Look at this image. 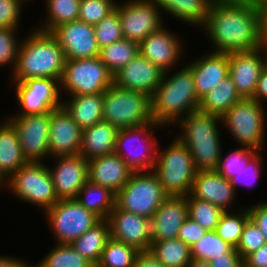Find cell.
<instances>
[{
	"label": "cell",
	"mask_w": 267,
	"mask_h": 267,
	"mask_svg": "<svg viewBox=\"0 0 267 267\" xmlns=\"http://www.w3.org/2000/svg\"><path fill=\"white\" fill-rule=\"evenodd\" d=\"M204 27L212 52L235 53L262 47L259 8L212 3Z\"/></svg>",
	"instance_id": "cell-1"
},
{
	"label": "cell",
	"mask_w": 267,
	"mask_h": 267,
	"mask_svg": "<svg viewBox=\"0 0 267 267\" xmlns=\"http://www.w3.org/2000/svg\"><path fill=\"white\" fill-rule=\"evenodd\" d=\"M66 63L65 53L51 32L34 28L21 42L11 81L54 78L59 82Z\"/></svg>",
	"instance_id": "cell-2"
},
{
	"label": "cell",
	"mask_w": 267,
	"mask_h": 267,
	"mask_svg": "<svg viewBox=\"0 0 267 267\" xmlns=\"http://www.w3.org/2000/svg\"><path fill=\"white\" fill-rule=\"evenodd\" d=\"M164 72L155 93L151 96V115L155 123L166 126L179 122L184 115L199 109L191 69L185 64L177 73Z\"/></svg>",
	"instance_id": "cell-3"
},
{
	"label": "cell",
	"mask_w": 267,
	"mask_h": 267,
	"mask_svg": "<svg viewBox=\"0 0 267 267\" xmlns=\"http://www.w3.org/2000/svg\"><path fill=\"white\" fill-rule=\"evenodd\" d=\"M179 121L177 123L182 134L177 138L190 150L196 169L215 170L222 154L220 131L217 128L221 117L198 109Z\"/></svg>",
	"instance_id": "cell-4"
},
{
	"label": "cell",
	"mask_w": 267,
	"mask_h": 267,
	"mask_svg": "<svg viewBox=\"0 0 267 267\" xmlns=\"http://www.w3.org/2000/svg\"><path fill=\"white\" fill-rule=\"evenodd\" d=\"M169 145L164 152L158 148L153 172L168 196H187L198 170L184 143L176 137Z\"/></svg>",
	"instance_id": "cell-5"
},
{
	"label": "cell",
	"mask_w": 267,
	"mask_h": 267,
	"mask_svg": "<svg viewBox=\"0 0 267 267\" xmlns=\"http://www.w3.org/2000/svg\"><path fill=\"white\" fill-rule=\"evenodd\" d=\"M103 120L118 129L138 127L154 122L151 115V97L112 84L103 92Z\"/></svg>",
	"instance_id": "cell-6"
},
{
	"label": "cell",
	"mask_w": 267,
	"mask_h": 267,
	"mask_svg": "<svg viewBox=\"0 0 267 267\" xmlns=\"http://www.w3.org/2000/svg\"><path fill=\"white\" fill-rule=\"evenodd\" d=\"M167 197L153 171L133 172L128 182L115 194V206L151 219Z\"/></svg>",
	"instance_id": "cell-7"
},
{
	"label": "cell",
	"mask_w": 267,
	"mask_h": 267,
	"mask_svg": "<svg viewBox=\"0 0 267 267\" xmlns=\"http://www.w3.org/2000/svg\"><path fill=\"white\" fill-rule=\"evenodd\" d=\"M5 183L17 198L41 207L43 212L58 201L49 167L43 162H28Z\"/></svg>",
	"instance_id": "cell-8"
},
{
	"label": "cell",
	"mask_w": 267,
	"mask_h": 267,
	"mask_svg": "<svg viewBox=\"0 0 267 267\" xmlns=\"http://www.w3.org/2000/svg\"><path fill=\"white\" fill-rule=\"evenodd\" d=\"M265 110L254 98H242L222 117L233 138L243 147L261 150L264 146Z\"/></svg>",
	"instance_id": "cell-9"
},
{
	"label": "cell",
	"mask_w": 267,
	"mask_h": 267,
	"mask_svg": "<svg viewBox=\"0 0 267 267\" xmlns=\"http://www.w3.org/2000/svg\"><path fill=\"white\" fill-rule=\"evenodd\" d=\"M60 88L71 96L104 92L114 83V75L99 57L66 59Z\"/></svg>",
	"instance_id": "cell-10"
},
{
	"label": "cell",
	"mask_w": 267,
	"mask_h": 267,
	"mask_svg": "<svg viewBox=\"0 0 267 267\" xmlns=\"http://www.w3.org/2000/svg\"><path fill=\"white\" fill-rule=\"evenodd\" d=\"M160 126L162 127L155 122H149L142 126L118 130L114 152L125 161L133 172H146L150 169L153 171L158 142H156V137L153 136L154 133H150L148 130H151V127L158 129ZM141 136L142 138L138 139Z\"/></svg>",
	"instance_id": "cell-11"
},
{
	"label": "cell",
	"mask_w": 267,
	"mask_h": 267,
	"mask_svg": "<svg viewBox=\"0 0 267 267\" xmlns=\"http://www.w3.org/2000/svg\"><path fill=\"white\" fill-rule=\"evenodd\" d=\"M45 215L57 239L56 244H71L102 220L76 199L58 200Z\"/></svg>",
	"instance_id": "cell-12"
},
{
	"label": "cell",
	"mask_w": 267,
	"mask_h": 267,
	"mask_svg": "<svg viewBox=\"0 0 267 267\" xmlns=\"http://www.w3.org/2000/svg\"><path fill=\"white\" fill-rule=\"evenodd\" d=\"M16 130L24 157L41 162L49 155L51 111L42 114L14 115L7 120Z\"/></svg>",
	"instance_id": "cell-13"
},
{
	"label": "cell",
	"mask_w": 267,
	"mask_h": 267,
	"mask_svg": "<svg viewBox=\"0 0 267 267\" xmlns=\"http://www.w3.org/2000/svg\"><path fill=\"white\" fill-rule=\"evenodd\" d=\"M115 8L119 12L124 38L136 43L163 26L160 8L153 0H131Z\"/></svg>",
	"instance_id": "cell-14"
},
{
	"label": "cell",
	"mask_w": 267,
	"mask_h": 267,
	"mask_svg": "<svg viewBox=\"0 0 267 267\" xmlns=\"http://www.w3.org/2000/svg\"><path fill=\"white\" fill-rule=\"evenodd\" d=\"M14 82L15 97L21 105V112L16 115L42 114L62 106L57 79L37 77Z\"/></svg>",
	"instance_id": "cell-15"
},
{
	"label": "cell",
	"mask_w": 267,
	"mask_h": 267,
	"mask_svg": "<svg viewBox=\"0 0 267 267\" xmlns=\"http://www.w3.org/2000/svg\"><path fill=\"white\" fill-rule=\"evenodd\" d=\"M106 220L109 223L112 239L133 246L138 251L150 250L151 219L114 206Z\"/></svg>",
	"instance_id": "cell-16"
},
{
	"label": "cell",
	"mask_w": 267,
	"mask_h": 267,
	"mask_svg": "<svg viewBox=\"0 0 267 267\" xmlns=\"http://www.w3.org/2000/svg\"><path fill=\"white\" fill-rule=\"evenodd\" d=\"M63 49L66 59L97 57V45L94 26L80 20L63 23L51 31Z\"/></svg>",
	"instance_id": "cell-17"
},
{
	"label": "cell",
	"mask_w": 267,
	"mask_h": 267,
	"mask_svg": "<svg viewBox=\"0 0 267 267\" xmlns=\"http://www.w3.org/2000/svg\"><path fill=\"white\" fill-rule=\"evenodd\" d=\"M262 47L229 53V76L242 98H253L262 69L267 64Z\"/></svg>",
	"instance_id": "cell-18"
},
{
	"label": "cell",
	"mask_w": 267,
	"mask_h": 267,
	"mask_svg": "<svg viewBox=\"0 0 267 267\" xmlns=\"http://www.w3.org/2000/svg\"><path fill=\"white\" fill-rule=\"evenodd\" d=\"M57 166L49 167L58 200L76 199L88 181V163L81 155L55 157Z\"/></svg>",
	"instance_id": "cell-19"
},
{
	"label": "cell",
	"mask_w": 267,
	"mask_h": 267,
	"mask_svg": "<svg viewBox=\"0 0 267 267\" xmlns=\"http://www.w3.org/2000/svg\"><path fill=\"white\" fill-rule=\"evenodd\" d=\"M49 130V156L79 154L82 129L63 106L51 111Z\"/></svg>",
	"instance_id": "cell-20"
},
{
	"label": "cell",
	"mask_w": 267,
	"mask_h": 267,
	"mask_svg": "<svg viewBox=\"0 0 267 267\" xmlns=\"http://www.w3.org/2000/svg\"><path fill=\"white\" fill-rule=\"evenodd\" d=\"M188 215V195L168 196L151 218V241L176 239Z\"/></svg>",
	"instance_id": "cell-21"
},
{
	"label": "cell",
	"mask_w": 267,
	"mask_h": 267,
	"mask_svg": "<svg viewBox=\"0 0 267 267\" xmlns=\"http://www.w3.org/2000/svg\"><path fill=\"white\" fill-rule=\"evenodd\" d=\"M163 75V70L138 54L114 74V84L125 89L144 92L151 97L159 86Z\"/></svg>",
	"instance_id": "cell-22"
},
{
	"label": "cell",
	"mask_w": 267,
	"mask_h": 267,
	"mask_svg": "<svg viewBox=\"0 0 267 267\" xmlns=\"http://www.w3.org/2000/svg\"><path fill=\"white\" fill-rule=\"evenodd\" d=\"M172 34L162 26L139 43V54L164 72H170L169 69L176 67L183 52L181 46L183 42L181 43L179 37Z\"/></svg>",
	"instance_id": "cell-23"
},
{
	"label": "cell",
	"mask_w": 267,
	"mask_h": 267,
	"mask_svg": "<svg viewBox=\"0 0 267 267\" xmlns=\"http://www.w3.org/2000/svg\"><path fill=\"white\" fill-rule=\"evenodd\" d=\"M88 181L109 188L115 194L128 182L133 171L115 152L87 161Z\"/></svg>",
	"instance_id": "cell-24"
},
{
	"label": "cell",
	"mask_w": 267,
	"mask_h": 267,
	"mask_svg": "<svg viewBox=\"0 0 267 267\" xmlns=\"http://www.w3.org/2000/svg\"><path fill=\"white\" fill-rule=\"evenodd\" d=\"M236 192L230 180L216 170H198L190 194L228 211Z\"/></svg>",
	"instance_id": "cell-25"
},
{
	"label": "cell",
	"mask_w": 267,
	"mask_h": 267,
	"mask_svg": "<svg viewBox=\"0 0 267 267\" xmlns=\"http://www.w3.org/2000/svg\"><path fill=\"white\" fill-rule=\"evenodd\" d=\"M187 65L193 73L199 100L229 75V57L225 53L209 52Z\"/></svg>",
	"instance_id": "cell-26"
},
{
	"label": "cell",
	"mask_w": 267,
	"mask_h": 267,
	"mask_svg": "<svg viewBox=\"0 0 267 267\" xmlns=\"http://www.w3.org/2000/svg\"><path fill=\"white\" fill-rule=\"evenodd\" d=\"M118 130L117 127L104 120L82 129L79 154L88 161L113 153Z\"/></svg>",
	"instance_id": "cell-27"
},
{
	"label": "cell",
	"mask_w": 267,
	"mask_h": 267,
	"mask_svg": "<svg viewBox=\"0 0 267 267\" xmlns=\"http://www.w3.org/2000/svg\"><path fill=\"white\" fill-rule=\"evenodd\" d=\"M27 163L16 130L5 120L0 125V178L7 181Z\"/></svg>",
	"instance_id": "cell-28"
},
{
	"label": "cell",
	"mask_w": 267,
	"mask_h": 267,
	"mask_svg": "<svg viewBox=\"0 0 267 267\" xmlns=\"http://www.w3.org/2000/svg\"><path fill=\"white\" fill-rule=\"evenodd\" d=\"M62 106L81 128H88L103 120V92L70 96Z\"/></svg>",
	"instance_id": "cell-29"
},
{
	"label": "cell",
	"mask_w": 267,
	"mask_h": 267,
	"mask_svg": "<svg viewBox=\"0 0 267 267\" xmlns=\"http://www.w3.org/2000/svg\"><path fill=\"white\" fill-rule=\"evenodd\" d=\"M161 11L193 26L205 24L213 0H153ZM163 9V10H162Z\"/></svg>",
	"instance_id": "cell-30"
},
{
	"label": "cell",
	"mask_w": 267,
	"mask_h": 267,
	"mask_svg": "<svg viewBox=\"0 0 267 267\" xmlns=\"http://www.w3.org/2000/svg\"><path fill=\"white\" fill-rule=\"evenodd\" d=\"M240 99L242 97L228 75L200 100L199 110L222 117Z\"/></svg>",
	"instance_id": "cell-31"
},
{
	"label": "cell",
	"mask_w": 267,
	"mask_h": 267,
	"mask_svg": "<svg viewBox=\"0 0 267 267\" xmlns=\"http://www.w3.org/2000/svg\"><path fill=\"white\" fill-rule=\"evenodd\" d=\"M110 238L109 223L106 219H102L93 228L74 240L71 245L96 267Z\"/></svg>",
	"instance_id": "cell-32"
},
{
	"label": "cell",
	"mask_w": 267,
	"mask_h": 267,
	"mask_svg": "<svg viewBox=\"0 0 267 267\" xmlns=\"http://www.w3.org/2000/svg\"><path fill=\"white\" fill-rule=\"evenodd\" d=\"M76 200L101 219H107L115 206V193L107 187L87 181L80 189Z\"/></svg>",
	"instance_id": "cell-33"
},
{
	"label": "cell",
	"mask_w": 267,
	"mask_h": 267,
	"mask_svg": "<svg viewBox=\"0 0 267 267\" xmlns=\"http://www.w3.org/2000/svg\"><path fill=\"white\" fill-rule=\"evenodd\" d=\"M149 251L165 267H186L192 259L190 247L178 238L151 242Z\"/></svg>",
	"instance_id": "cell-34"
},
{
	"label": "cell",
	"mask_w": 267,
	"mask_h": 267,
	"mask_svg": "<svg viewBox=\"0 0 267 267\" xmlns=\"http://www.w3.org/2000/svg\"><path fill=\"white\" fill-rule=\"evenodd\" d=\"M139 54V44L126 38L99 50V59L114 75Z\"/></svg>",
	"instance_id": "cell-35"
},
{
	"label": "cell",
	"mask_w": 267,
	"mask_h": 267,
	"mask_svg": "<svg viewBox=\"0 0 267 267\" xmlns=\"http://www.w3.org/2000/svg\"><path fill=\"white\" fill-rule=\"evenodd\" d=\"M46 11L48 13L46 22L36 29L51 32L59 25L79 18V8L81 0H45ZM46 23V24H45Z\"/></svg>",
	"instance_id": "cell-36"
},
{
	"label": "cell",
	"mask_w": 267,
	"mask_h": 267,
	"mask_svg": "<svg viewBox=\"0 0 267 267\" xmlns=\"http://www.w3.org/2000/svg\"><path fill=\"white\" fill-rule=\"evenodd\" d=\"M239 212L231 213L225 211L216 227L217 235L233 248H236L240 242L243 228L250 219L248 209L245 207Z\"/></svg>",
	"instance_id": "cell-37"
},
{
	"label": "cell",
	"mask_w": 267,
	"mask_h": 267,
	"mask_svg": "<svg viewBox=\"0 0 267 267\" xmlns=\"http://www.w3.org/2000/svg\"><path fill=\"white\" fill-rule=\"evenodd\" d=\"M138 253L135 247L110 238L96 267H133Z\"/></svg>",
	"instance_id": "cell-38"
},
{
	"label": "cell",
	"mask_w": 267,
	"mask_h": 267,
	"mask_svg": "<svg viewBox=\"0 0 267 267\" xmlns=\"http://www.w3.org/2000/svg\"><path fill=\"white\" fill-rule=\"evenodd\" d=\"M38 264L42 267H95L71 244H55V247Z\"/></svg>",
	"instance_id": "cell-39"
},
{
	"label": "cell",
	"mask_w": 267,
	"mask_h": 267,
	"mask_svg": "<svg viewBox=\"0 0 267 267\" xmlns=\"http://www.w3.org/2000/svg\"><path fill=\"white\" fill-rule=\"evenodd\" d=\"M225 211L212 203L188 195V215L206 231H215Z\"/></svg>",
	"instance_id": "cell-40"
},
{
	"label": "cell",
	"mask_w": 267,
	"mask_h": 267,
	"mask_svg": "<svg viewBox=\"0 0 267 267\" xmlns=\"http://www.w3.org/2000/svg\"><path fill=\"white\" fill-rule=\"evenodd\" d=\"M231 248L232 246L223 241L216 231H207L200 241L190 247V250L192 258L210 261L214 257L223 256Z\"/></svg>",
	"instance_id": "cell-41"
},
{
	"label": "cell",
	"mask_w": 267,
	"mask_h": 267,
	"mask_svg": "<svg viewBox=\"0 0 267 267\" xmlns=\"http://www.w3.org/2000/svg\"><path fill=\"white\" fill-rule=\"evenodd\" d=\"M258 151L259 150L257 149L242 147L230 152L226 158H223L221 154L219 164L215 170L223 177L230 180L247 166V164L259 153Z\"/></svg>",
	"instance_id": "cell-42"
},
{
	"label": "cell",
	"mask_w": 267,
	"mask_h": 267,
	"mask_svg": "<svg viewBox=\"0 0 267 267\" xmlns=\"http://www.w3.org/2000/svg\"><path fill=\"white\" fill-rule=\"evenodd\" d=\"M94 30L99 49L123 39L118 10L115 8L99 23L94 25Z\"/></svg>",
	"instance_id": "cell-43"
},
{
	"label": "cell",
	"mask_w": 267,
	"mask_h": 267,
	"mask_svg": "<svg viewBox=\"0 0 267 267\" xmlns=\"http://www.w3.org/2000/svg\"><path fill=\"white\" fill-rule=\"evenodd\" d=\"M113 0H81L78 20L96 25L115 9Z\"/></svg>",
	"instance_id": "cell-44"
},
{
	"label": "cell",
	"mask_w": 267,
	"mask_h": 267,
	"mask_svg": "<svg viewBox=\"0 0 267 267\" xmlns=\"http://www.w3.org/2000/svg\"><path fill=\"white\" fill-rule=\"evenodd\" d=\"M17 29L0 28V68L11 63L15 69L21 42L17 40Z\"/></svg>",
	"instance_id": "cell-45"
},
{
	"label": "cell",
	"mask_w": 267,
	"mask_h": 267,
	"mask_svg": "<svg viewBox=\"0 0 267 267\" xmlns=\"http://www.w3.org/2000/svg\"><path fill=\"white\" fill-rule=\"evenodd\" d=\"M266 243L265 236L262 234L257 225L249 219L243 228L241 239L236 247V251L243 259H245L249 254L255 252Z\"/></svg>",
	"instance_id": "cell-46"
},
{
	"label": "cell",
	"mask_w": 267,
	"mask_h": 267,
	"mask_svg": "<svg viewBox=\"0 0 267 267\" xmlns=\"http://www.w3.org/2000/svg\"><path fill=\"white\" fill-rule=\"evenodd\" d=\"M23 1L27 0H0V28L18 29Z\"/></svg>",
	"instance_id": "cell-47"
},
{
	"label": "cell",
	"mask_w": 267,
	"mask_h": 267,
	"mask_svg": "<svg viewBox=\"0 0 267 267\" xmlns=\"http://www.w3.org/2000/svg\"><path fill=\"white\" fill-rule=\"evenodd\" d=\"M260 154L261 153L259 151V153L247 164L246 167L230 179V183L234 187L235 191L238 184L254 186L255 180L257 181V178H259L260 175V166H262L260 165L262 161V156H260Z\"/></svg>",
	"instance_id": "cell-48"
},
{
	"label": "cell",
	"mask_w": 267,
	"mask_h": 267,
	"mask_svg": "<svg viewBox=\"0 0 267 267\" xmlns=\"http://www.w3.org/2000/svg\"><path fill=\"white\" fill-rule=\"evenodd\" d=\"M206 232L202 226L188 217L180 227L178 239L192 247L205 236Z\"/></svg>",
	"instance_id": "cell-49"
},
{
	"label": "cell",
	"mask_w": 267,
	"mask_h": 267,
	"mask_svg": "<svg viewBox=\"0 0 267 267\" xmlns=\"http://www.w3.org/2000/svg\"><path fill=\"white\" fill-rule=\"evenodd\" d=\"M250 219L257 225L267 242V200L247 208Z\"/></svg>",
	"instance_id": "cell-50"
},
{
	"label": "cell",
	"mask_w": 267,
	"mask_h": 267,
	"mask_svg": "<svg viewBox=\"0 0 267 267\" xmlns=\"http://www.w3.org/2000/svg\"><path fill=\"white\" fill-rule=\"evenodd\" d=\"M211 267H244V259L236 251L231 248L223 256H217L210 260Z\"/></svg>",
	"instance_id": "cell-51"
},
{
	"label": "cell",
	"mask_w": 267,
	"mask_h": 267,
	"mask_svg": "<svg viewBox=\"0 0 267 267\" xmlns=\"http://www.w3.org/2000/svg\"><path fill=\"white\" fill-rule=\"evenodd\" d=\"M244 267H267V243L244 259Z\"/></svg>",
	"instance_id": "cell-52"
},
{
	"label": "cell",
	"mask_w": 267,
	"mask_h": 267,
	"mask_svg": "<svg viewBox=\"0 0 267 267\" xmlns=\"http://www.w3.org/2000/svg\"><path fill=\"white\" fill-rule=\"evenodd\" d=\"M133 267H165L151 251H139Z\"/></svg>",
	"instance_id": "cell-53"
},
{
	"label": "cell",
	"mask_w": 267,
	"mask_h": 267,
	"mask_svg": "<svg viewBox=\"0 0 267 267\" xmlns=\"http://www.w3.org/2000/svg\"><path fill=\"white\" fill-rule=\"evenodd\" d=\"M253 98L260 104L262 103V100L267 99V64L260 73Z\"/></svg>",
	"instance_id": "cell-54"
},
{
	"label": "cell",
	"mask_w": 267,
	"mask_h": 267,
	"mask_svg": "<svg viewBox=\"0 0 267 267\" xmlns=\"http://www.w3.org/2000/svg\"><path fill=\"white\" fill-rule=\"evenodd\" d=\"M213 2L223 6H245L259 8L257 0H213Z\"/></svg>",
	"instance_id": "cell-55"
},
{
	"label": "cell",
	"mask_w": 267,
	"mask_h": 267,
	"mask_svg": "<svg viewBox=\"0 0 267 267\" xmlns=\"http://www.w3.org/2000/svg\"><path fill=\"white\" fill-rule=\"evenodd\" d=\"M27 264L23 259L0 255V267H27Z\"/></svg>",
	"instance_id": "cell-56"
},
{
	"label": "cell",
	"mask_w": 267,
	"mask_h": 267,
	"mask_svg": "<svg viewBox=\"0 0 267 267\" xmlns=\"http://www.w3.org/2000/svg\"><path fill=\"white\" fill-rule=\"evenodd\" d=\"M260 22H261V35L267 33V2L259 6Z\"/></svg>",
	"instance_id": "cell-57"
},
{
	"label": "cell",
	"mask_w": 267,
	"mask_h": 267,
	"mask_svg": "<svg viewBox=\"0 0 267 267\" xmlns=\"http://www.w3.org/2000/svg\"><path fill=\"white\" fill-rule=\"evenodd\" d=\"M186 267H211L210 261L192 258Z\"/></svg>",
	"instance_id": "cell-58"
},
{
	"label": "cell",
	"mask_w": 267,
	"mask_h": 267,
	"mask_svg": "<svg viewBox=\"0 0 267 267\" xmlns=\"http://www.w3.org/2000/svg\"><path fill=\"white\" fill-rule=\"evenodd\" d=\"M262 48H263L264 53L266 54L265 58H266V62H267V33H265L262 36Z\"/></svg>",
	"instance_id": "cell-59"
},
{
	"label": "cell",
	"mask_w": 267,
	"mask_h": 267,
	"mask_svg": "<svg viewBox=\"0 0 267 267\" xmlns=\"http://www.w3.org/2000/svg\"><path fill=\"white\" fill-rule=\"evenodd\" d=\"M267 2V0H257V4H258V6H261V5H263L264 3H266Z\"/></svg>",
	"instance_id": "cell-60"
},
{
	"label": "cell",
	"mask_w": 267,
	"mask_h": 267,
	"mask_svg": "<svg viewBox=\"0 0 267 267\" xmlns=\"http://www.w3.org/2000/svg\"><path fill=\"white\" fill-rule=\"evenodd\" d=\"M5 182L0 178V187L3 186L4 187Z\"/></svg>",
	"instance_id": "cell-61"
},
{
	"label": "cell",
	"mask_w": 267,
	"mask_h": 267,
	"mask_svg": "<svg viewBox=\"0 0 267 267\" xmlns=\"http://www.w3.org/2000/svg\"><path fill=\"white\" fill-rule=\"evenodd\" d=\"M27 267H34V266H30L29 264H27ZM35 267H42L39 264H37Z\"/></svg>",
	"instance_id": "cell-62"
}]
</instances>
